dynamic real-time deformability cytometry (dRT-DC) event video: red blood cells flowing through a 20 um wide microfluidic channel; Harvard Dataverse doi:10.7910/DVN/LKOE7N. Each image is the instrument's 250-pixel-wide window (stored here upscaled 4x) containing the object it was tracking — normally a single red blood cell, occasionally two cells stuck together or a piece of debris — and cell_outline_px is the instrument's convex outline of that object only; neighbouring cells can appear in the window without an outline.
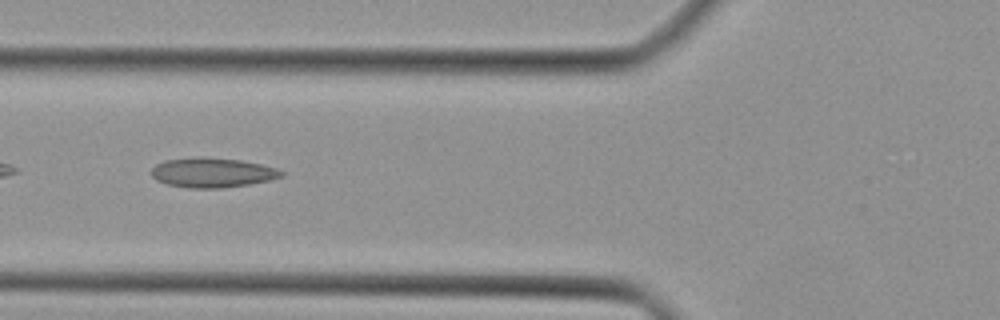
{"species": "Egyptian fruit bat (a non-hibernating species)", "species_latin": "Rousettus aegyptiacus", "temperature_condition": "cold", "stored_images_in_passage": 31, "camera_frame_rate_fps": 3000, "um_per_image_px": 0.085, "animal": {"sex": "female"}, "frame": {"image": 1, "passage_image": 4, "time_ms": 1.0, "image_size_px": [1000, 320], "cell_outline_px": [[284, 176], [268, 180], [248, 184], [224, 188], [188, 188], [168, 184], [156, 180], [152, 176], [152, 168], [156, 164], [164, 160], [200, 156], [240, 160], [260, 164], [276, 168], [284, 172]], "centroid_in_image_um": [18.03, 14.66], "position_along_channel_um": 107.8, "area_um2": 22.48}}
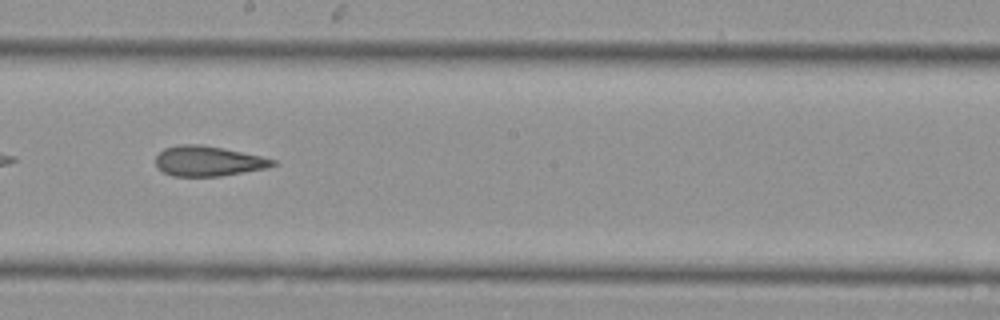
{"frame": {"image": 2, "passage_image": 12, "time_ms": 3.667, "image_size_px": [1000, 320], "cell_outline_px": [[276, 164], [268, 168], [220, 176], [172, 176], [164, 172], [156, 164], [156, 156], [164, 148], [180, 144], [200, 144], [260, 156], [276, 160]], "centroid_in_image_um": [17.69, 13.69], "position_along_channel_um": 230.5, "area_um2": 20.29}}
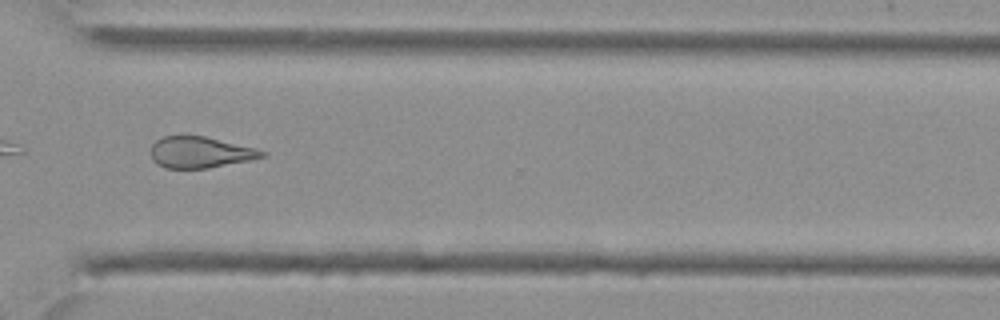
{"frame": {"image": 3, "passage_image": 20, "time_ms": 6.333, "image_size_px": [1000, 320], "cell_outline_px": [[268, 156], [252, 160], [208, 168], [164, 168], [156, 164], [152, 160], [148, 152], [152, 144], [156, 140], [164, 136], [204, 136], [256, 148], [268, 152]], "centroid_in_image_um": [17.01, 12.95], "position_along_channel_um": 353.6, "area_um2": 20.58}}